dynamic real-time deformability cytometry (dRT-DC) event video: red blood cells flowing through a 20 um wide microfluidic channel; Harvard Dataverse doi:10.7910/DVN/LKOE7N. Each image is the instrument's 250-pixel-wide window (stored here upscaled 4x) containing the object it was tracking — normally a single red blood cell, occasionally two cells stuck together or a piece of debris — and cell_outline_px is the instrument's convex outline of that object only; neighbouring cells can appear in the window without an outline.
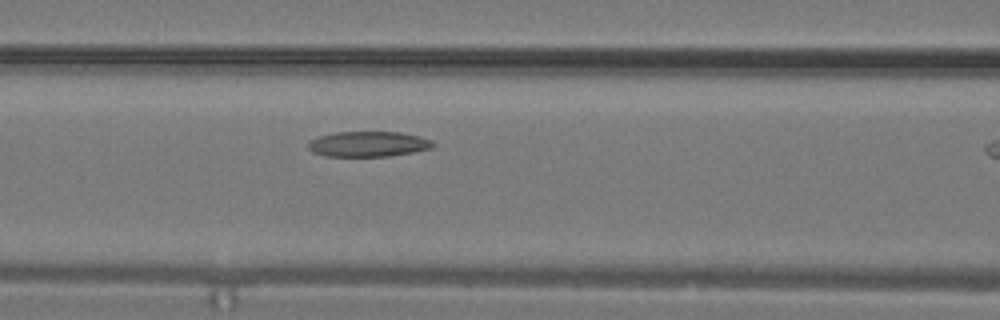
{"species": "common noctule bat (a hibernating species)", "species_latin": "Nyctalus noctula", "temperature_condition": "warm", "stored_images_in_passage": 8, "camera_frame_rate_fps": 3000, "um_per_image_px": 0.085, "animal": {"sex": "male", "body_mass_g": 19.2, "forearm_length_mm": 51.8}, "frame": {"image": 1, "passage_image": 7, "time_ms": 2.0, "image_size_px": [1000, 320], "cell_outline_px": [[436, 144], [432, 148], [412, 152], [388, 156], [324, 156], [312, 152], [308, 148], [308, 144], [312, 140], [320, 136], [336, 132], [400, 132], [420, 136], [432, 140]], "centroid_in_image_um": [31.33, 12.24], "position_along_channel_um": 135.3, "area_um2": 18.38}}